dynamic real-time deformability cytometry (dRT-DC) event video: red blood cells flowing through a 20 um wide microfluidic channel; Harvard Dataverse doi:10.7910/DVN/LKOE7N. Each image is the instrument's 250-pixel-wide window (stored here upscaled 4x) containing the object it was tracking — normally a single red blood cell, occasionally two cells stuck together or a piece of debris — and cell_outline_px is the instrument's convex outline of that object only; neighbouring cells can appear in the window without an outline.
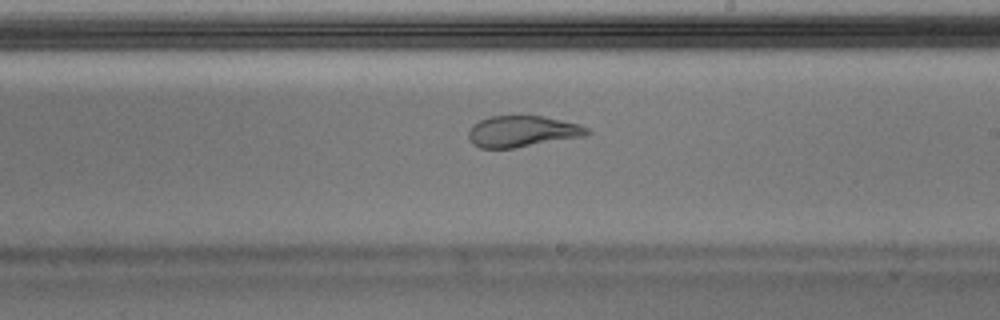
{"species": "Egyptian fruit bat (a non-hibernating species)", "species_latin": "Rousettus aegyptiacus", "temperature_condition": "warm", "stored_images_in_passage": 36, "camera_frame_rate_fps": 3000, "um_per_image_px": 0.085, "animal": {"sex": "male"}, "frame": {"image": 1, "passage_image": 16, "time_ms": 5.0, "image_size_px": [1000, 320], "cell_outline_px": [[592, 132], [588, 136], [512, 148], [480, 148], [472, 144], [468, 136], [468, 132], [472, 124], [488, 116], [544, 116], [580, 124], [588, 128]], "centroid_in_image_um": [44.42, 11.16], "position_along_channel_um": 244.6, "area_um2": 21.79}}
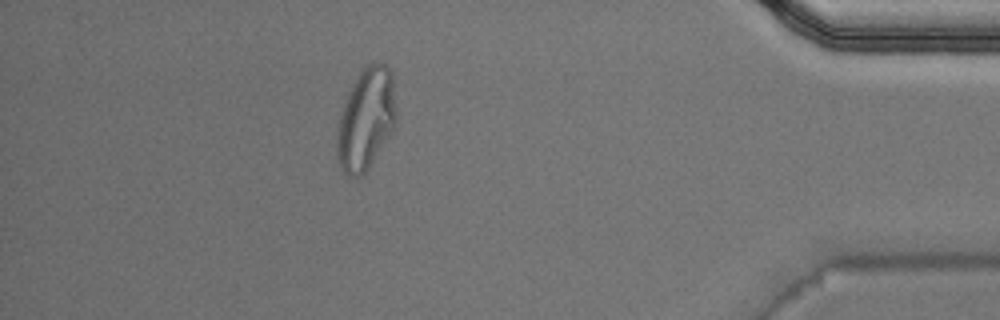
{"frame": {"image": 2, "passage_image": 31, "time_ms": 10.0, "image_size_px": [1000, 320], "cell_outline_px": [[396, 120], [392, 128], [368, 168], [360, 176], [348, 176], [344, 172], [336, 160], [336, 124], [344, 100], [352, 84], [360, 72], [372, 60], [380, 60], [392, 72], [396, 108]], "centroid_in_image_um": [31.07, 10.07], "position_along_channel_um": 404.1, "area_um2": 35.26}, "authors_computed_cell_mechanics": {"area_um2": 22.9177, "velocity_mm_per_s": 4.0578, "shape_relaxation_time_tau1_ms": null, "shape_relaxation_time_tau2_ms": 0.9871, "deformation_change_tau1": null, "deformation_change_tau2": 0.0675}}